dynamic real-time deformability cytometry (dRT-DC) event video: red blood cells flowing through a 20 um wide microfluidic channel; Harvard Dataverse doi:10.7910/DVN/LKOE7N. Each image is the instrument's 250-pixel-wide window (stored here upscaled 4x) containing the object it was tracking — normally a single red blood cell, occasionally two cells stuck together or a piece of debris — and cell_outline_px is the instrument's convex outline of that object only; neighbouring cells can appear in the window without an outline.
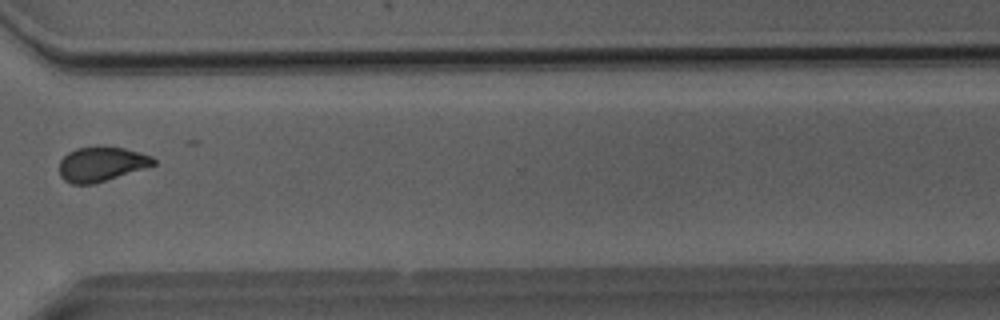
{"species": "Egyptian fruit bat (a non-hibernating species)", "species_latin": "Rousettus aegyptiacus", "temperature_condition": "room temperature", "stored_images_in_passage": 13, "camera_frame_rate_fps": 3000, "um_per_image_px": 0.085, "animal": {"sex": "male"}, "frame": {"image": 1, "passage_image": 11, "time_ms": 12.333, "image_size_px": [1000, 320], "cell_outline_px": [[156, 164], [96, 184], [72, 184], [64, 180], [60, 176], [60, 160], [68, 152], [76, 148], [104, 144], [124, 148], [152, 156], [156, 160]], "centroid_in_image_um": [8.61, 13.92], "position_along_channel_um": 362.0, "area_um2": 19.36}, "authors_computed_cell_mechanics": {"area_um2": 21.0392, "velocity_mm_per_s": 4.0589, "shape_relaxation_time_tau1_ms": 3.9113, "shape_relaxation_time_tau2_ms": null, "deformation_change_tau1": 0.1481, "deformation_change_tau2": null}}